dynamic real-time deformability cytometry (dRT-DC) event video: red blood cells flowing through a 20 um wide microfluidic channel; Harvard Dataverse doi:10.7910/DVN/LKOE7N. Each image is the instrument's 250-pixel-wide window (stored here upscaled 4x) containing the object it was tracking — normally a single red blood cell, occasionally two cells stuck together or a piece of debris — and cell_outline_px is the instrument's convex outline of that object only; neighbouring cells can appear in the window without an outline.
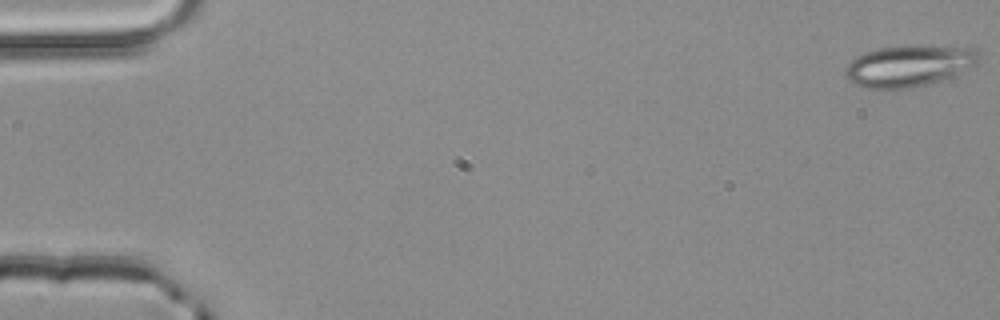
{"species": "common noctule bat (a hibernating species)", "species_latin": "Nyctalus noctula", "temperature_condition": "room temperature", "stored_images_in_passage": 52, "camera_frame_rate_fps": 3000, "um_per_image_px": 0.085, "animal": {"sex": "male", "body_mass_g": 20.4}, "frame": {"image": 1, "passage_image": 1, "time_ms": 0.0, "image_size_px": [1000, 320], "cell_outline_px": [[980, 64], [948, 80], [912, 88], [868, 88], [856, 84], [844, 76], [844, 68], [856, 56], [864, 52], [880, 48], [976, 48], [980, 52]], "centroid_in_image_um": [77.32, 5.65], "position_along_channel_um": 7.7, "area_um2": 31.85}}
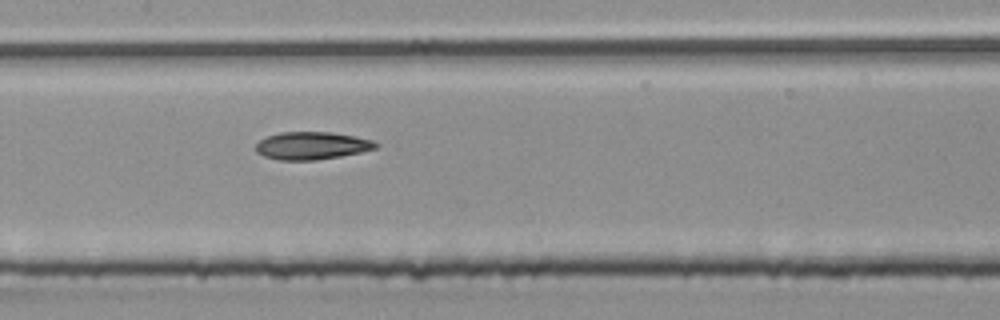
{"frame": {"image": 2, "passage_image": 26, "time_ms": 8.333, "image_size_px": [1000, 320], "cell_outline_px": [[380, 144], [376, 148], [360, 152], [340, 156], [316, 160], [280, 160], [264, 156], [256, 152], [256, 144], [260, 140], [268, 136], [280, 132], [332, 132], [356, 136], [372, 140]], "centroid_in_image_um": [26.51, 12.37], "position_along_channel_um": 180.9, "area_um2": 19.31}}
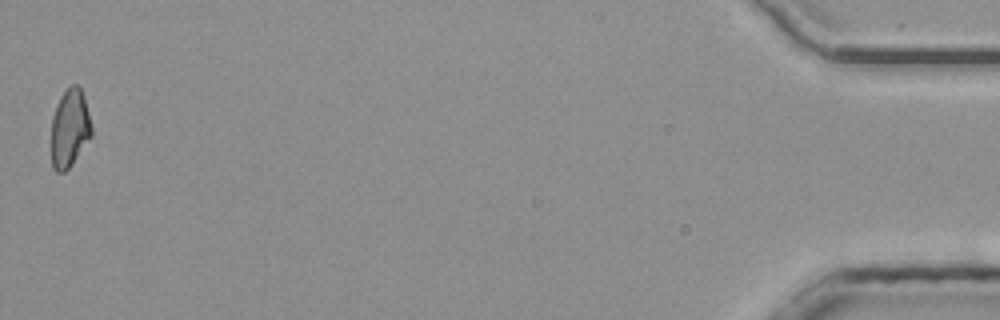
{"frame": {"image": 3, "passage_image": 52, "time_ms": 17.0, "image_size_px": [1000, 320], "cell_outline_px": [[92, 136], [72, 164], [64, 172], [56, 172], [52, 168], [52, 116], [56, 104], [60, 96], [72, 84], [76, 84], [80, 88], [84, 96], [92, 128]], "centroid_in_image_um": [5.92, 10.91], "position_along_channel_um": 429.3, "area_um2": 18.32}, "authors_computed_cell_mechanics": {"area_um2": 19.4786, "velocity_mm_per_s": 4.021, "shape_relaxation_time_tau1_ms": null, "shape_relaxation_time_tau2_ms": 2.6221, "deformation_change_tau1": null, "deformation_change_tau2": 0.0869}}